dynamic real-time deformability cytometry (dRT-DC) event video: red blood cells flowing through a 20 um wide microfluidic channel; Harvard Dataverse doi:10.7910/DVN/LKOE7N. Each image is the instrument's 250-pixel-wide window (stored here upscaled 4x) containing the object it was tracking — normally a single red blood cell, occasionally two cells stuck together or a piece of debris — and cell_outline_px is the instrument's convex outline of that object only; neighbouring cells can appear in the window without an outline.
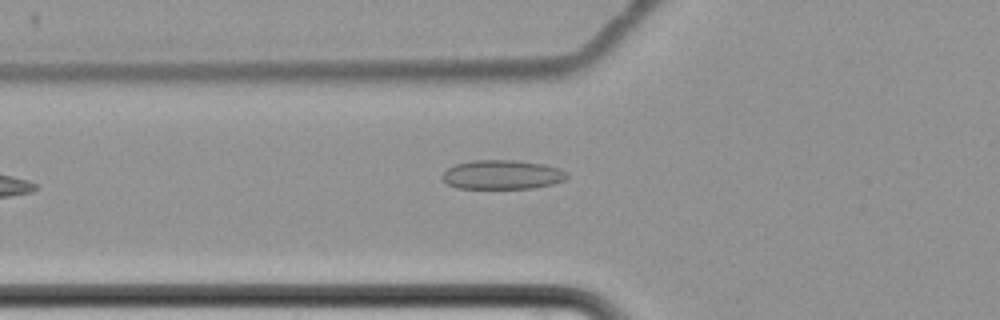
{"species": "common noctule bat (a hibernating species)", "species_latin": "Nyctalus noctula", "temperature_condition": "cold", "stored_images_in_passage": 3, "camera_frame_rate_fps": 3000, "um_per_image_px": 0.085, "animal": {"sex": "female", "body_mass_g": 22.7, "forearm_length_mm": 54.2}, "frame": {"image": 1, "passage_image": 2, "time_ms": 2.0, "image_size_px": [1000, 320], "cell_outline_px": [[568, 176], [564, 180], [552, 184], [532, 188], [456, 188], [448, 184], [440, 176], [448, 168], [456, 164], [472, 160], [516, 160], [544, 164], [560, 168], [568, 172]], "centroid_in_image_um": [42.7, 14.84], "position_along_channel_um": 83.1, "area_um2": 21.27}}
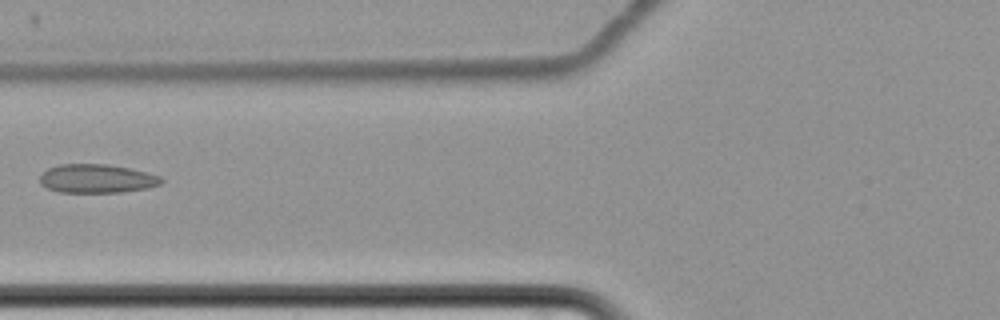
{"frame": {"image": 2, "passage_image": 3, "time_ms": 3.0, "image_size_px": [1000, 320], "cell_outline_px": [[164, 180], [160, 184], [148, 188], [120, 192], [60, 192], [48, 188], [40, 184], [40, 176], [48, 168], [60, 164], [108, 164], [128, 168], [160, 176]], "centroid_in_image_um": [8.22, 15.18], "position_along_channel_um": 117.6, "area_um2": 20.17}}